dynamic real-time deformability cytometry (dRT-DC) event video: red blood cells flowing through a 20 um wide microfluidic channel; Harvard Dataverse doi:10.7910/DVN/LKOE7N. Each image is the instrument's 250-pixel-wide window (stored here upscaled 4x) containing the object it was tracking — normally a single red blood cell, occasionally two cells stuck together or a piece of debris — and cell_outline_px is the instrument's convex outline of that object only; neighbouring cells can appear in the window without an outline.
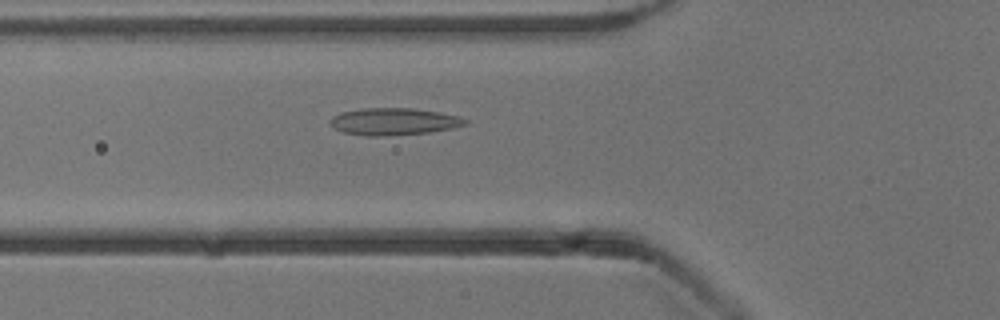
{"species": "common noctule bat (a hibernating species)", "species_latin": "Nyctalus noctula", "temperature_condition": "cold", "stored_images_in_passage": 53, "camera_frame_rate_fps": 3000, "um_per_image_px": 0.085, "animal": {"sex": "male", "body_mass_g": 13.3}, "frame": {"image": 1, "passage_image": 19, "time_ms": 6.0, "image_size_px": [1000, 320], "cell_outline_px": [[468, 124], [452, 128], [428, 132], [380, 136], [368, 136], [344, 132], [328, 124], [328, 120], [332, 116], [340, 112], [360, 108], [412, 108], [460, 116], [468, 120]], "centroid_in_image_um": [33.44, 10.32], "position_along_channel_um": 92.4, "area_um2": 21.27}}
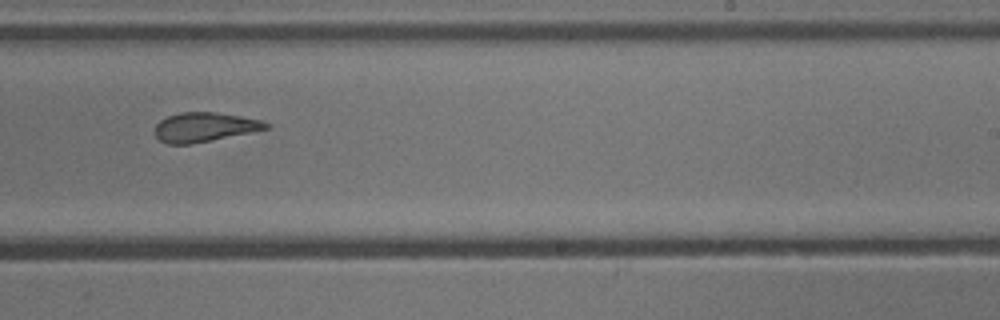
{"frame": {"image": 2, "passage_image": 33, "time_ms": 10.667, "image_size_px": [1000, 320], "cell_outline_px": [[272, 124], [268, 128], [192, 144], [168, 144], [160, 140], [156, 136], [156, 124], [160, 120], [168, 116], [180, 112], [216, 112], [240, 116], [260, 120]], "centroid_in_image_um": [17.36, 10.8], "position_along_channel_um": 271.6, "area_um2": 18.73}}
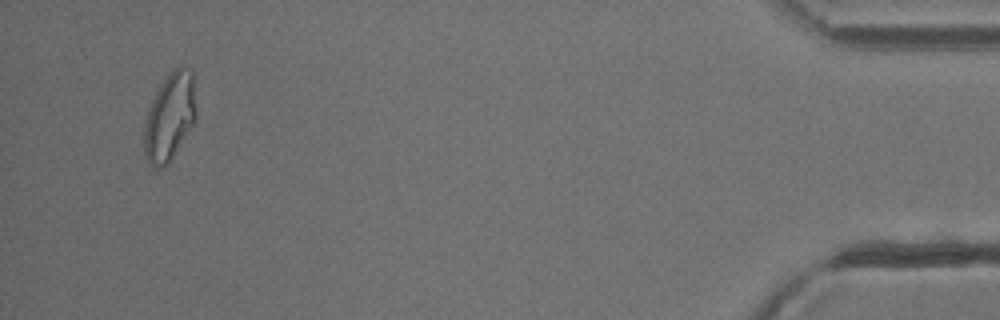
{"frame": {"image": 3, "passage_image": 51, "time_ms": 16.667, "image_size_px": [1000, 320], "cell_outline_px": [[196, 120], [168, 164], [164, 168], [152, 168], [144, 152], [144, 124], [152, 100], [160, 84], [168, 72], [172, 68], [180, 64], [192, 72], [196, 112]], "centroid_in_image_um": [14.42, 9.92], "position_along_channel_um": 420.8, "area_um2": 26.65}, "authors_computed_cell_mechanics": {"area_um2": 21.386, "velocity_mm_per_s": 3.8317, "shape_relaxation_time_tau1_ms": 6.8686, "shape_relaxation_time_tau2_ms": 1.8689, "deformation_change_tau1": 0.1867, "deformation_change_tau2": 0.1017}}